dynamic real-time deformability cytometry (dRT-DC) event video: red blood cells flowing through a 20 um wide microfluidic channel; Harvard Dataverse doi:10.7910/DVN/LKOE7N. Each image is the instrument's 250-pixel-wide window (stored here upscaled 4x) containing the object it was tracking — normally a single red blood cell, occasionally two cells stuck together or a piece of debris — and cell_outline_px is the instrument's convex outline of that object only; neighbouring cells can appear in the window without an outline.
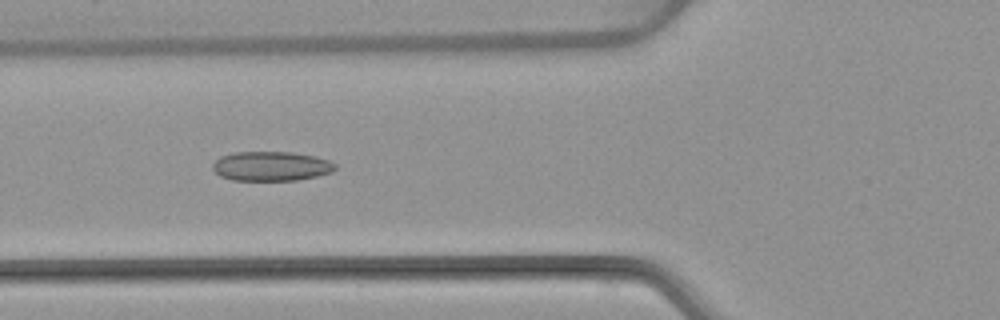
{"species": "common noctule bat (a hibernating species)", "species_latin": "Nyctalus noctula", "temperature_condition": "warm", "stored_images_in_passage": 6, "camera_frame_rate_fps": 3000, "um_per_image_px": 0.085, "animal": {"sex": "female", "body_mass_g": 22.7, "forearm_length_mm": 54.2}, "frame": {"image": 1, "passage_image": 5, "time_ms": 6.0, "image_size_px": [1000, 320], "cell_outline_px": [[336, 168], [332, 172], [316, 176], [296, 180], [232, 180], [220, 176], [212, 168], [212, 164], [220, 156], [236, 152], [292, 152], [316, 156], [328, 160], [336, 164]], "centroid_in_image_um": [23.05, 14.12], "position_along_channel_um": 102.8, "area_um2": 21.04}}
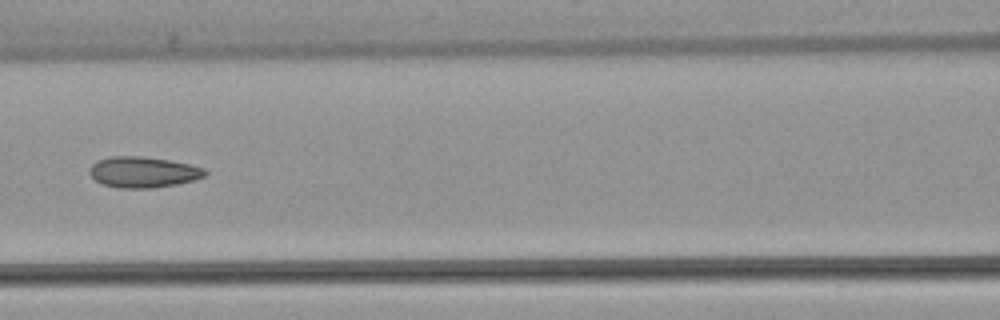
{"frame": {"image": 2, "passage_image": 6, "time_ms": 7.333, "image_size_px": [1000, 320], "cell_outline_px": [[208, 172], [204, 176], [192, 180], [176, 184], [152, 188], [120, 188], [104, 184], [96, 180], [88, 172], [88, 168], [96, 160], [112, 156], [140, 156], [168, 160], [188, 164], [204, 168]], "centroid_in_image_um": [12.13, 14.62], "position_along_channel_um": 154.5, "area_um2": 20.63}}